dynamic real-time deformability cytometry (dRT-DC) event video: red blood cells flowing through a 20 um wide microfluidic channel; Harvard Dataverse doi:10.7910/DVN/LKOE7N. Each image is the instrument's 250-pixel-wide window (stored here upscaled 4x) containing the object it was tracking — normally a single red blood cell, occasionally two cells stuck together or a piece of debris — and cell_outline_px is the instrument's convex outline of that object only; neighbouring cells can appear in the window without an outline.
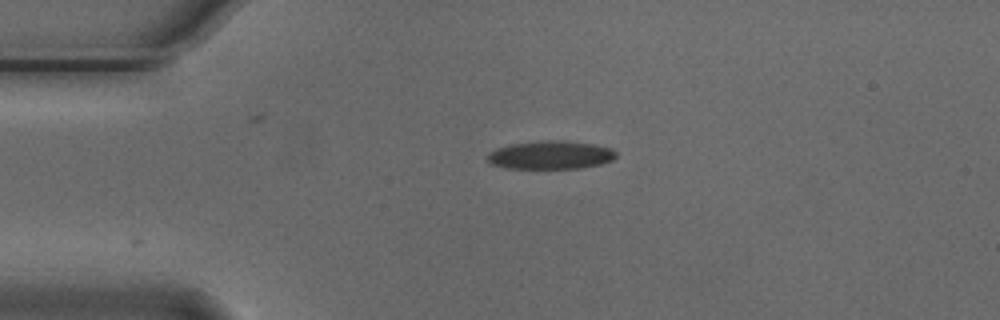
{"species": "Egyptian fruit bat (a non-hibernating species)", "species_latin": "Rousettus aegyptiacus", "temperature_condition": "cold", "stored_images_in_passage": 4, "camera_frame_rate_fps": 3000, "um_per_image_px": 0.085, "animal": {"sex": "male"}, "frame": {"image": 1, "passage_image": 1, "time_ms": 0.0, "image_size_px": [1000, 320], "cell_outline_px": [[616, 156], [612, 160], [600, 164], [580, 168], [504, 168], [488, 164], [488, 152], [496, 148], [512, 144], [540, 140], [564, 140], [592, 144], [612, 148], [616, 152]], "centroid_in_image_um": [46.77, 13.17], "position_along_channel_um": 38.2, "area_um2": 21.33}}